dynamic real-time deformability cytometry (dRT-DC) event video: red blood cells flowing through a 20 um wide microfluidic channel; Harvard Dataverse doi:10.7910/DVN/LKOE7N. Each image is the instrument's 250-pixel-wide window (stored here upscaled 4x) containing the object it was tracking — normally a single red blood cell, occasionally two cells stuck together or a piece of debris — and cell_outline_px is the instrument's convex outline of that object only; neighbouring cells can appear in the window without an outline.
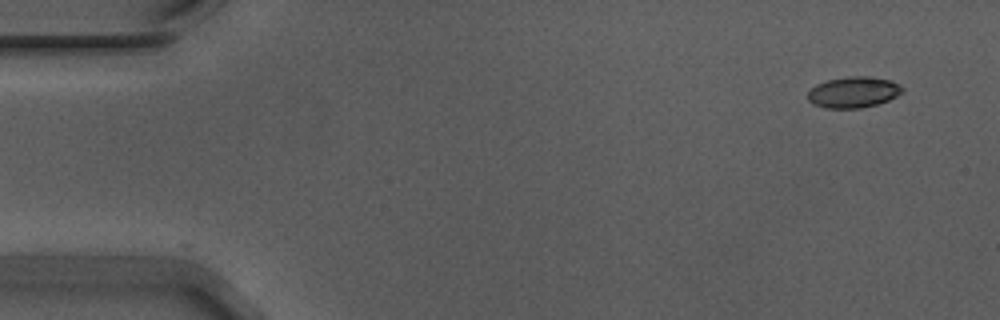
{"species": "Egyptian fruit bat (a non-hibernating species)", "species_latin": "Rousettus aegyptiacus", "temperature_condition": "warm", "stored_images_in_passage": 53, "camera_frame_rate_fps": 3000, "um_per_image_px": 0.085, "animal": {"sex": "male"}, "frame": {"image": 1, "passage_image": 1, "time_ms": 0.0, "image_size_px": [1000, 320], "cell_outline_px": [[904, 92], [888, 100], [876, 104], [860, 108], [824, 108], [812, 104], [808, 100], [808, 92], [816, 84], [828, 80], [848, 76], [868, 76], [888, 80], [900, 84], [904, 88]], "centroid_in_image_um": [72.54, 7.84], "position_along_channel_um": 12.5, "area_um2": 17.11}}
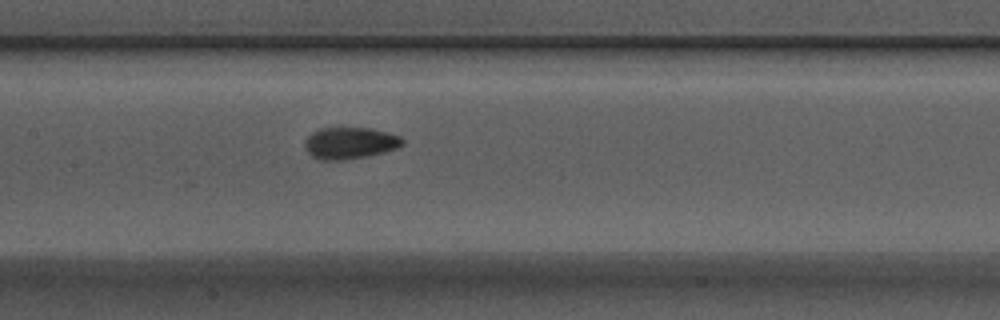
{"frame": {"image": 2, "passage_image": 24, "time_ms": 7.667, "image_size_px": [1000, 320], "cell_outline_px": [[404, 144], [396, 148], [364, 156], [340, 160], [320, 160], [312, 156], [308, 152], [304, 144], [308, 136], [312, 132], [320, 128], [372, 128], [388, 132], [400, 136], [404, 140]], "centroid_in_image_um": [29.73, 12.14], "position_along_channel_um": 177.7, "area_um2": 17.8}}
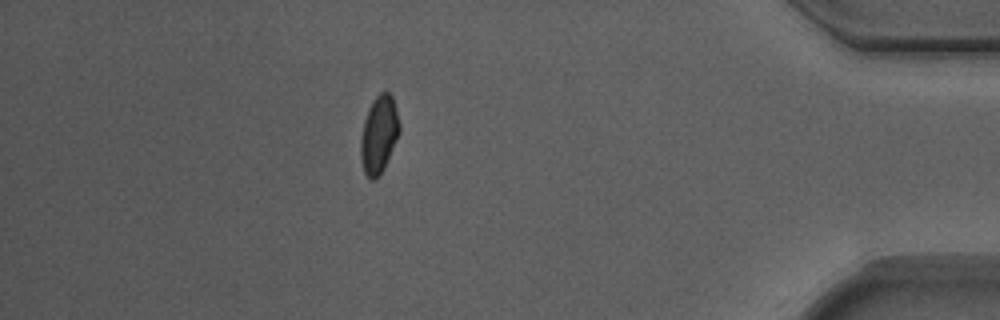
{"frame": {"image": 3, "passage_image": 46, "time_ms": 15.0, "image_size_px": [1000, 320], "cell_outline_px": [[400, 132], [384, 168], [376, 180], [372, 180], [364, 172], [360, 156], [360, 140], [364, 120], [368, 108], [372, 100], [380, 92], [388, 92], [392, 96], [400, 124]], "centroid_in_image_um": [32.2, 11.43], "position_along_channel_um": 403.0, "area_um2": 17.51}, "authors_computed_cell_mechanics": {"area_um2": 17.1666, "velocity_mm_per_s": 3.7216, "shape_relaxation_time_tau1_ms": 10.5725, "shape_relaxation_time_tau2_ms": 1.472, "deformation_change_tau1": 0.1719, "deformation_change_tau2": 0.0567}}